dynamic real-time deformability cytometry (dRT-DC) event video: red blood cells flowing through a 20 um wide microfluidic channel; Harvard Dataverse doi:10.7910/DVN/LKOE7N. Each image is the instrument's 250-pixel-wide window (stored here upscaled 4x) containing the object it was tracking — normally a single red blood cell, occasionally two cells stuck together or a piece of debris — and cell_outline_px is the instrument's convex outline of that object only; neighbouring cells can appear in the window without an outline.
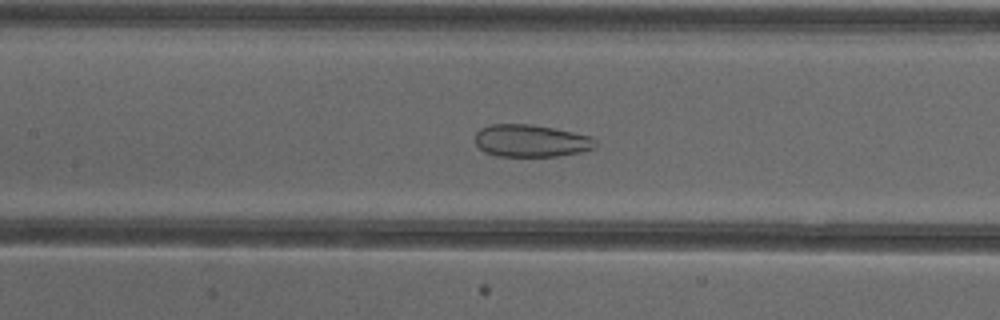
{"species": "common noctule bat (a hibernating species)", "species_latin": "Nyctalus noctula", "temperature_condition": "cold", "stored_images_in_passage": 53, "camera_frame_rate_fps": 3000, "um_per_image_px": 0.085, "animal": {"sex": "female"}, "frame": {"image": 1, "passage_image": 25, "time_ms": 8.0, "image_size_px": [1000, 320], "cell_outline_px": [[596, 144], [592, 148], [580, 152], [560, 156], [496, 156], [484, 152], [476, 144], [476, 132], [480, 128], [488, 124], [532, 124], [592, 136], [596, 140]], "centroid_in_image_um": [45.11, 11.96], "position_along_channel_um": 162.3, "area_um2": 22.72}}
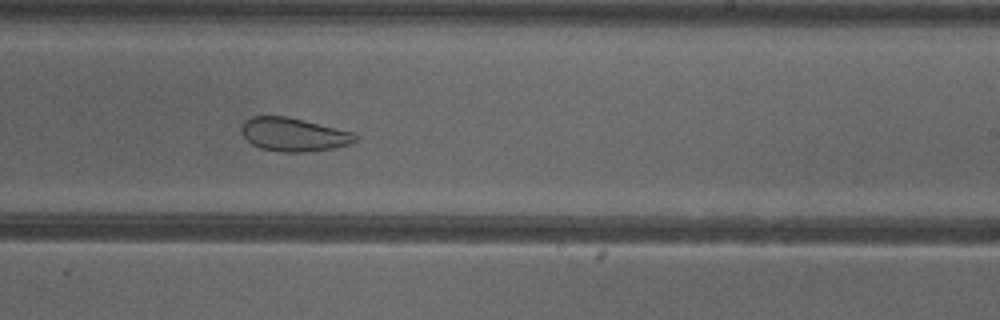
{"frame": {"image": 2, "passage_image": 33, "time_ms": 10.667, "image_size_px": [1000, 320], "cell_outline_px": [[356, 140], [348, 144], [332, 148], [304, 152], [280, 152], [260, 148], [252, 144], [240, 132], [240, 128], [244, 120], [252, 116], [288, 116], [352, 132], [356, 136]], "centroid_in_image_um": [24.89, 11.43], "position_along_channel_um": 264.1, "area_um2": 22.08}}
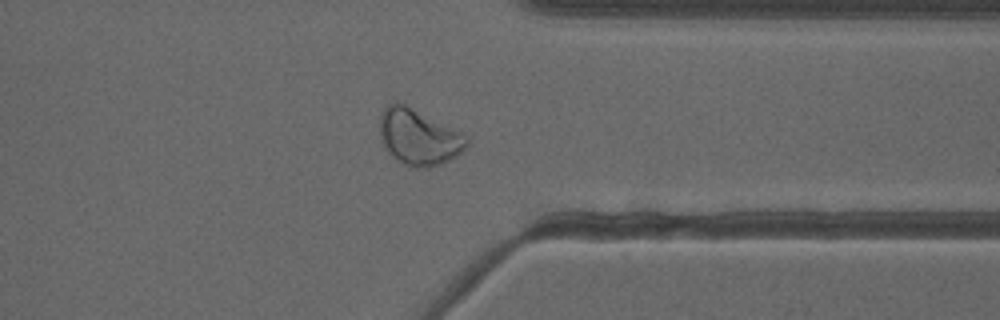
{"frame": {"image": 3, "passage_image": 42, "time_ms": 13.667, "image_size_px": [1000, 320], "cell_outline_px": [[468, 144], [456, 156], [440, 164], [428, 168], [412, 168], [400, 164], [388, 152], [380, 140], [380, 116], [384, 108], [388, 104], [396, 100], [464, 132], [468, 140]], "centroid_in_image_um": [35.57, 11.65], "position_along_channel_um": 375.8, "area_um2": 28.73}}